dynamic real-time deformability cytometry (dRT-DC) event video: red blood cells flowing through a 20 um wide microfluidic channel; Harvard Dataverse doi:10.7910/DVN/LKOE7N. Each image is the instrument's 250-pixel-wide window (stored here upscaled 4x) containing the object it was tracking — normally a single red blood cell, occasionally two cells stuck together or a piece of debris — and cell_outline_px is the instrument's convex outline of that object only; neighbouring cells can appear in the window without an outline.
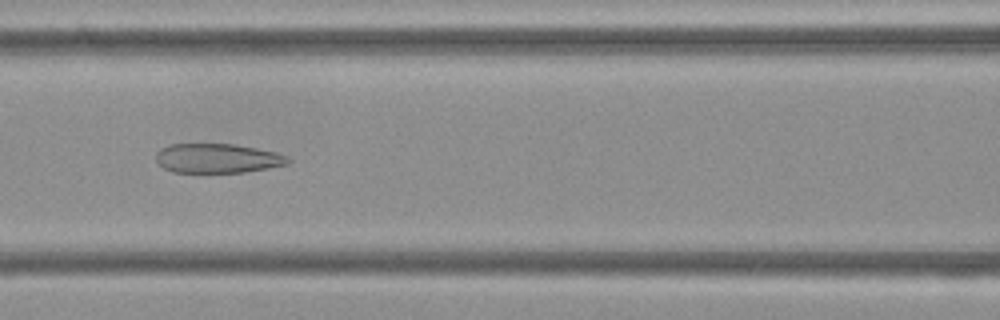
{"species": "Egyptian fruit bat (a non-hibernating species)", "species_latin": "Rousettus aegyptiacus", "temperature_condition": "cold", "stored_images_in_passage": 54, "camera_frame_rate_fps": 3000, "um_per_image_px": 0.085, "frame": {"image": 1, "passage_image": 24, "time_ms": 7.667, "image_size_px": [1000, 320], "cell_outline_px": [[292, 160], [288, 164], [268, 168], [244, 172], [172, 172], [164, 168], [156, 160], [156, 152], [160, 148], [168, 144], [232, 144], [256, 148], [276, 152], [288, 156]], "centroid_in_image_um": [18.49, 13.45], "position_along_channel_um": 148.1, "area_um2": 22.66}}
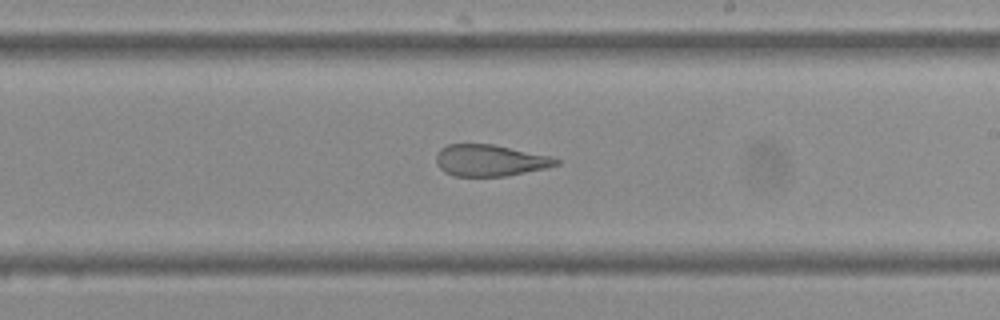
{"frame": {"image": 2, "passage_image": 32, "time_ms": 10.333, "image_size_px": [1000, 320], "cell_outline_px": [[560, 164], [548, 168], [504, 176], [452, 176], [444, 172], [436, 164], [436, 152], [440, 148], [448, 144], [492, 144], [552, 156], [560, 160]], "centroid_in_image_um": [41.64, 13.63], "position_along_channel_um": 247.4, "area_um2": 22.25}}
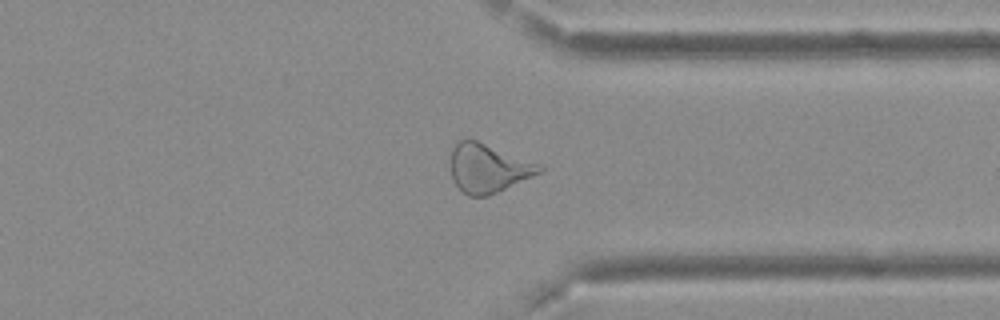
{"frame": {"image": 3, "passage_image": 42, "time_ms": 13.667, "image_size_px": [1000, 320], "cell_outline_px": [[544, 172], [488, 196], [468, 196], [452, 180], [452, 148], [460, 140], [476, 140], [544, 164]], "centroid_in_image_um": [41.58, 14.3], "position_along_channel_um": 369.8, "area_um2": 25.32}, "authors_computed_cell_mechanics": {"area_um2": 27.2816, "velocity_mm_per_s": 3.7278, "shape_relaxation_time_tau1_ms": null, "shape_relaxation_time_tau2_ms": 1.7217, "deformation_change_tau1": null, "deformation_change_tau2": 0.1134}}